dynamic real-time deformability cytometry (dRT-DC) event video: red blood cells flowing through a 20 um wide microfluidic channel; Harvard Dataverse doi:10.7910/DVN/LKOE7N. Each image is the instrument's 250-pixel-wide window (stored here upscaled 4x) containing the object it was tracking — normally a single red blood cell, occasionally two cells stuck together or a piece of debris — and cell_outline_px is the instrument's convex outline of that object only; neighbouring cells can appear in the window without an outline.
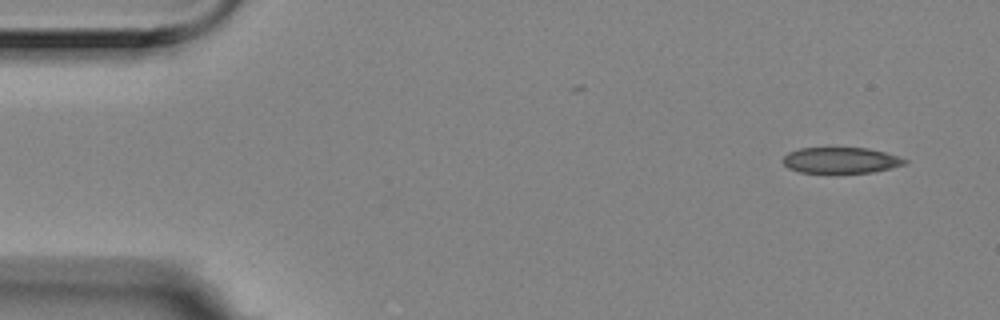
{"species": "Egyptian fruit bat (a non-hibernating species)", "species_latin": "Rousettus aegyptiacus", "temperature_condition": "room temperature", "stored_images_in_passage": 5, "camera_frame_rate_fps": 3000, "um_per_image_px": 0.085, "animal": {"sex": "female"}, "frame": {"image": 1, "passage_image": 1, "time_ms": 0.0, "image_size_px": [1000, 320], "cell_outline_px": [[908, 164], [872, 172], [800, 172], [788, 168], [780, 160], [788, 152], [800, 148], [868, 148], [900, 156], [908, 160]], "centroid_in_image_um": [71.48, 13.61], "position_along_channel_um": 13.5, "area_um2": 18.38}}
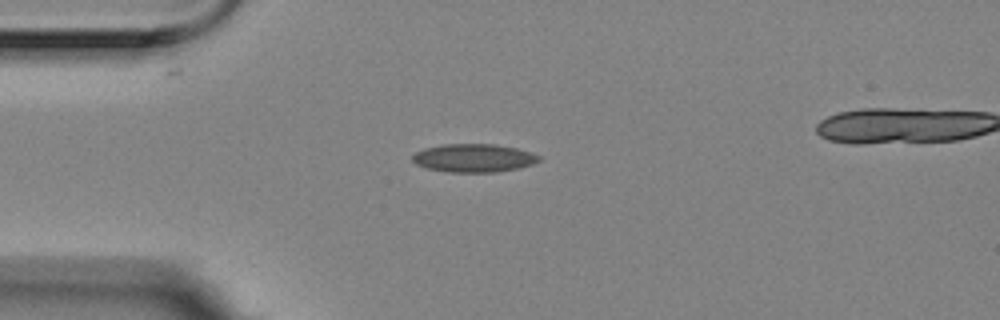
{"frame": {"image": 2, "passage_image": 4, "time_ms": 1.0, "image_size_px": [1000, 320], "cell_outline_px": [[540, 160], [532, 164], [516, 168], [496, 172], [448, 172], [428, 168], [416, 164], [412, 160], [412, 156], [416, 152], [424, 148], [440, 144], [496, 144], [516, 148], [532, 152], [540, 156]], "centroid_in_image_um": [40.26, 13.42], "position_along_channel_um": 44.7, "area_um2": 20.81}}